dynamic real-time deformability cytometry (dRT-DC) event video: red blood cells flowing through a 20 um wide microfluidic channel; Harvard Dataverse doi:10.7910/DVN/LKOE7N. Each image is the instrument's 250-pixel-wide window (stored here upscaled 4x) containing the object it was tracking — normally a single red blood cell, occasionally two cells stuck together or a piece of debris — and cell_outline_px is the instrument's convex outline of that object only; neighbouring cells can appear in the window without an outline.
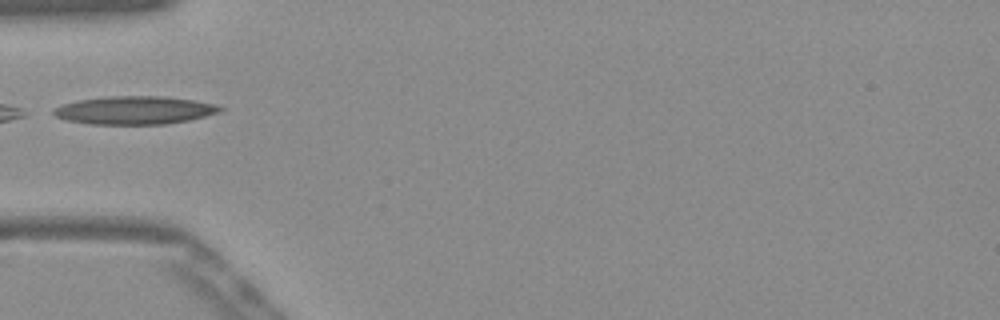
{"species": "Egyptian fruit bat (a non-hibernating species)", "species_latin": "Rousettus aegyptiacus", "temperature_condition": "warm", "stored_images_in_passage": 34, "camera_frame_rate_fps": 3000, "um_per_image_px": 0.085, "frame": {"image": 1, "passage_image": 1, "time_ms": 0.0, "image_size_px": [1000, 320], "cell_outline_px": [[224, 108], [220, 112], [188, 120], [164, 124], [92, 124], [68, 120], [56, 116], [52, 112], [52, 108], [64, 104], [80, 100], [108, 96], [160, 96], [196, 100], [216, 104]], "centroid_in_image_um": [11.46, 9.36], "position_along_channel_um": 73.5, "area_um2": 27.11}}
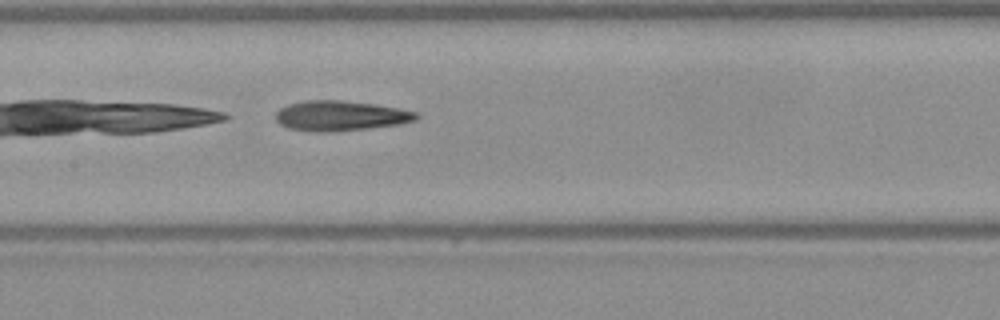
{"frame": {"image": 2, "passage_image": 9, "time_ms": 2.667, "image_size_px": [1000, 320], "cell_outline_px": [[420, 116], [416, 120], [400, 124], [368, 128], [332, 132], [316, 132], [288, 128], [280, 124], [276, 120], [276, 112], [280, 108], [288, 104], [308, 100], [340, 100], [372, 104], [396, 108], [416, 112]], "centroid_in_image_um": [28.91, 9.85], "position_along_channel_um": 178.5, "area_um2": 24.51}}
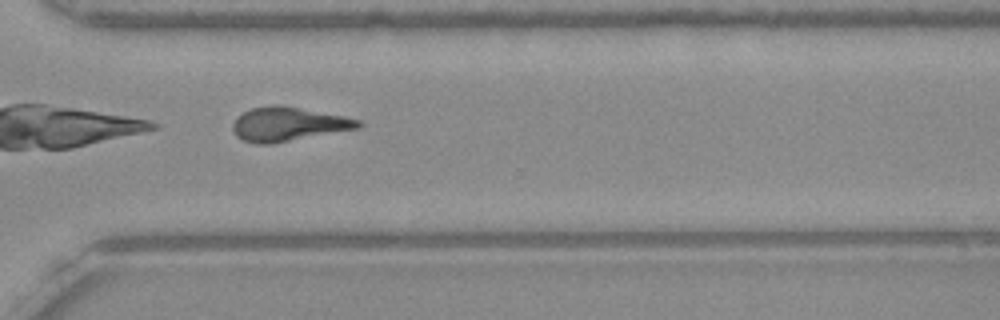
{"frame": {"image": 3, "passage_image": 22, "time_ms": 7.0, "image_size_px": [1000, 320], "cell_outline_px": [[364, 124], [360, 128], [272, 144], [256, 144], [244, 140], [236, 136], [232, 128], [232, 124], [236, 116], [252, 108], [280, 104], [344, 116], [360, 120]], "centroid_in_image_um": [24.5, 10.55], "position_along_channel_um": 346.1, "area_um2": 24.97}}